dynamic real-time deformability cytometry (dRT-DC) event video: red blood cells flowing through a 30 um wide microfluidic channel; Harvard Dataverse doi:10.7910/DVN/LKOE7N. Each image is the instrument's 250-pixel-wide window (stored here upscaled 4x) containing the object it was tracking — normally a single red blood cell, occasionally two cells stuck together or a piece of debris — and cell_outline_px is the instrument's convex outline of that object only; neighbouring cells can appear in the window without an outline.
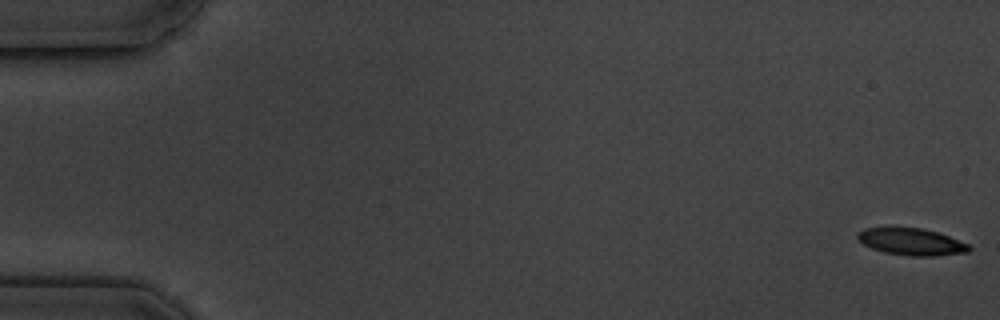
{"species": "common noctule bat (a hibernating species)", "species_latin": "Nyctalus noctula", "temperature_condition": "cold", "stored_images_in_passage": 7, "camera_frame_rate_fps": 3000, "um_per_image_px": 0.085, "animal": {"sex": "male", "body_mass_g": 19.5, "forearm_length_mm": 54.6}, "frame": {"image": 1, "passage_image": 1, "time_ms": 0.0, "image_size_px": [1000, 320], "cell_outline_px": [[972, 248], [968, 252], [932, 256], [912, 256], [884, 252], [872, 248], [864, 244], [856, 236], [856, 232], [864, 228], [920, 228], [936, 232], [948, 236], [968, 244]], "centroid_in_image_um": [77.46, 20.55], "position_along_channel_um": 7.5, "area_um2": 17.22}}
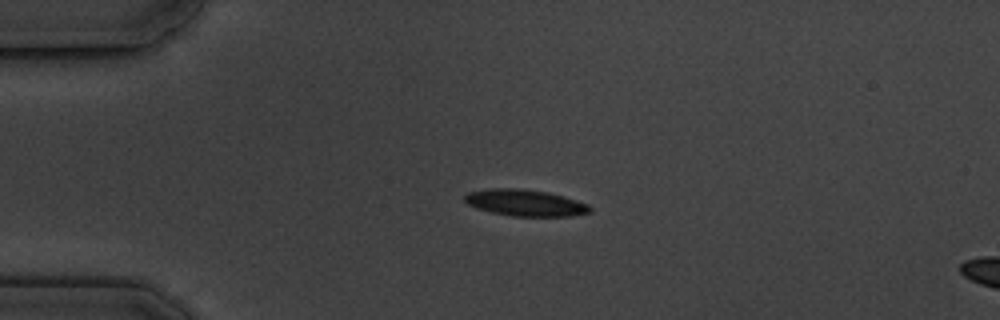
{"frame": {"image": 2, "passage_image": 5, "time_ms": 4.333, "image_size_px": [1000, 320], "cell_outline_px": [[592, 212], [572, 216], [512, 216], [492, 212], [476, 208], [468, 204], [464, 200], [464, 196], [468, 192], [492, 188], [516, 188], [548, 192], [564, 196], [588, 204], [592, 208]], "centroid_in_image_um": [44.66, 17.24], "position_along_channel_um": 40.3, "area_um2": 19.36}}